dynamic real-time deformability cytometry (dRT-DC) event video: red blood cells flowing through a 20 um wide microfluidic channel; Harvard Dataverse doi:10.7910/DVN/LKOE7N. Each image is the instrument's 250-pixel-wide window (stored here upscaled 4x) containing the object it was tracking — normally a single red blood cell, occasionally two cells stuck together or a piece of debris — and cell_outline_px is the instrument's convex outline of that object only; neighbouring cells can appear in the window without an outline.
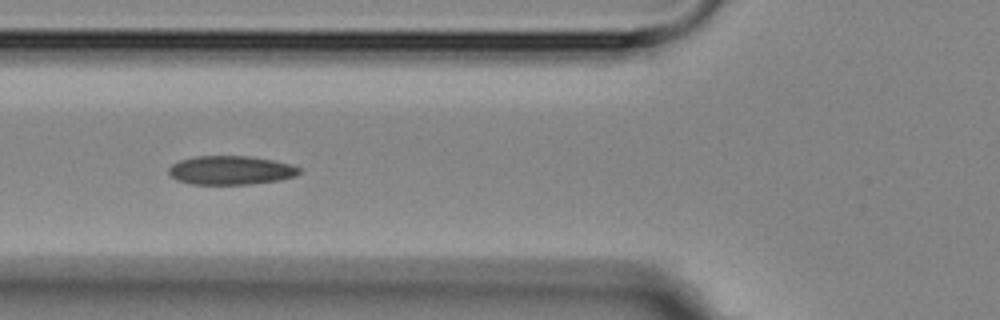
{"species": "Egyptian fruit bat (a non-hibernating species)", "species_latin": "Rousettus aegyptiacus", "temperature_condition": "room temperature", "stored_images_in_passage": 14, "camera_frame_rate_fps": 3000, "um_per_image_px": 0.085, "animal": {"sex": "female"}, "frame": {"image": 1, "passage_image": 5, "time_ms": 5.333, "image_size_px": [1000, 320], "cell_outline_px": [[300, 172], [296, 176], [280, 180], [252, 184], [192, 184], [176, 180], [168, 172], [168, 168], [172, 164], [180, 160], [196, 156], [252, 156], [292, 164], [300, 168]], "centroid_in_image_um": [19.63, 14.47], "position_along_channel_um": 106.2, "area_um2": 22.02}}
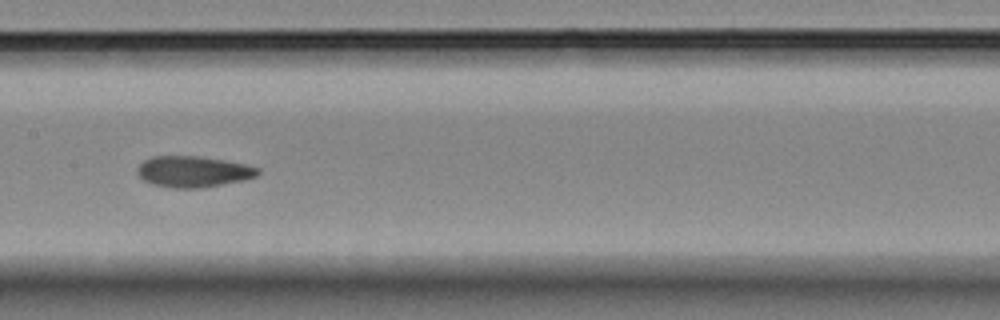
{"frame": {"image": 2, "passage_image": 7, "time_ms": 7.667, "image_size_px": [1000, 320], "cell_outline_px": [[260, 172], [256, 176], [244, 180], [200, 188], [172, 188], [152, 184], [144, 180], [136, 172], [136, 168], [144, 160], [152, 156], [200, 156], [224, 160], [244, 164], [260, 168]], "centroid_in_image_um": [16.41, 14.58], "position_along_channel_um": 191.0, "area_um2": 21.85}}
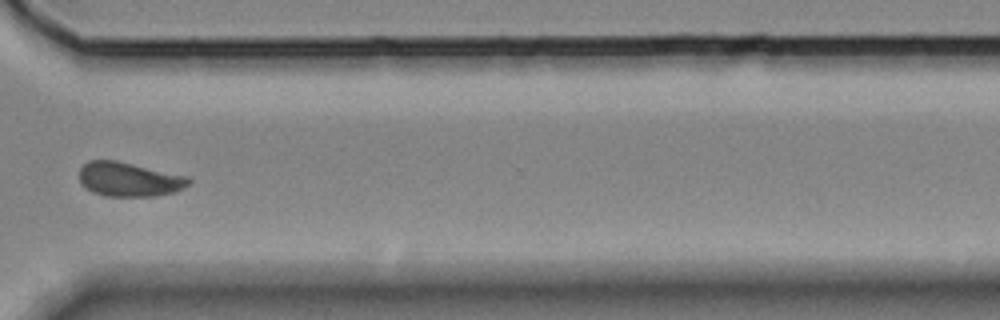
{"frame": {"image": 3, "passage_image": 11, "time_ms": 12.333, "image_size_px": [1000, 320], "cell_outline_px": [[192, 180], [184, 188], [176, 192], [152, 196], [104, 196], [92, 192], [84, 188], [80, 184], [80, 168], [88, 160], [116, 160], [188, 176]], "centroid_in_image_um": [10.96, 15.25], "position_along_channel_um": 359.6, "area_um2": 22.02}, "authors_computed_cell_mechanics": {"area_um2": 21.9351, "velocity_mm_per_s": 3.6283, "shape_relaxation_time_tau1_ms": 7.2359, "shape_relaxation_time_tau2_ms": 2.3576, "deformation_change_tau1": 0.1426, "deformation_change_tau2": 0.0554}}